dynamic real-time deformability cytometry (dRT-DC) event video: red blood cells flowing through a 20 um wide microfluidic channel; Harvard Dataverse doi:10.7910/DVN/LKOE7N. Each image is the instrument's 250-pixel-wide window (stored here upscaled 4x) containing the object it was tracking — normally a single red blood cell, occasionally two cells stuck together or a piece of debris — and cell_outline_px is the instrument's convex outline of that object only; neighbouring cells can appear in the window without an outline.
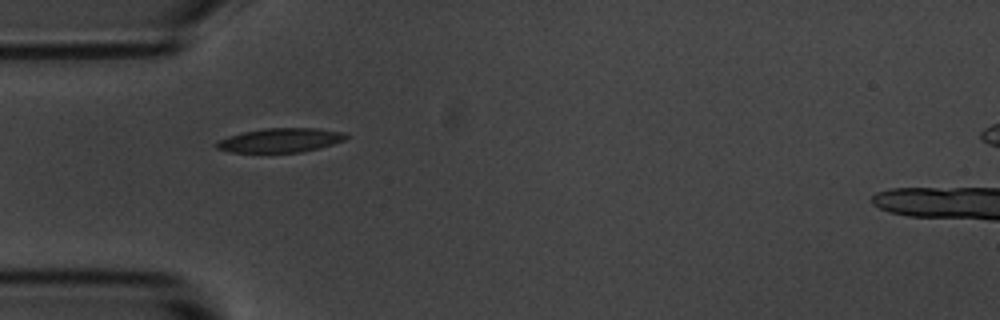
{"species": "common noctule bat (a hibernating species)", "species_latin": "Nyctalus noctula", "temperature_condition": "room temperature", "stored_images_in_passage": 40, "camera_frame_rate_fps": 3000, "um_per_image_px": 0.085, "animal": {"sex": "male", "body_mass_g": 20.1, "forearm_length_mm": 53.5}, "frame": {"image": 1, "passage_image": 1, "time_ms": 0.0, "image_size_px": [1000, 320], "cell_outline_px": [[348, 136], [344, 140], [320, 148], [300, 152], [228, 152], [216, 148], [216, 140], [240, 132], [264, 128], [316, 128], [344, 132]], "centroid_in_image_um": [23.79, 11.91], "position_along_channel_um": 61.2, "area_um2": 18.32}}
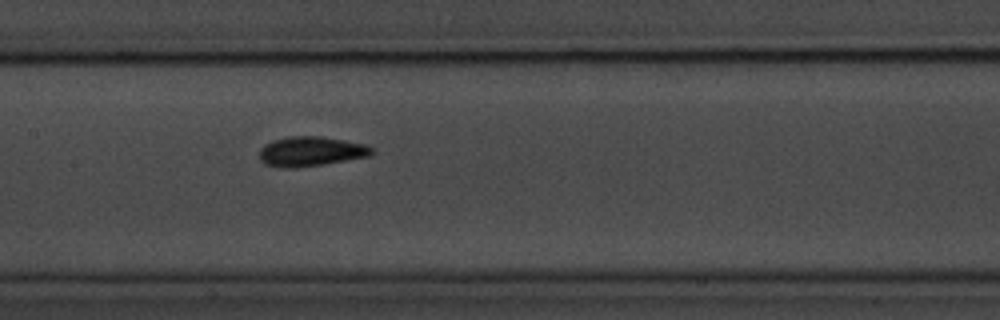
{"frame": {"image": 2, "passage_image": 11, "time_ms": 3.333, "image_size_px": [1000, 320], "cell_outline_px": [[376, 152], [368, 156], [324, 164], [296, 168], [280, 168], [264, 164], [260, 160], [260, 148], [264, 144], [272, 140], [288, 136], [320, 136], [344, 140], [364, 144], [372, 148]], "centroid_in_image_um": [26.38, 12.87], "position_along_channel_um": 181.0, "area_um2": 19.59}}
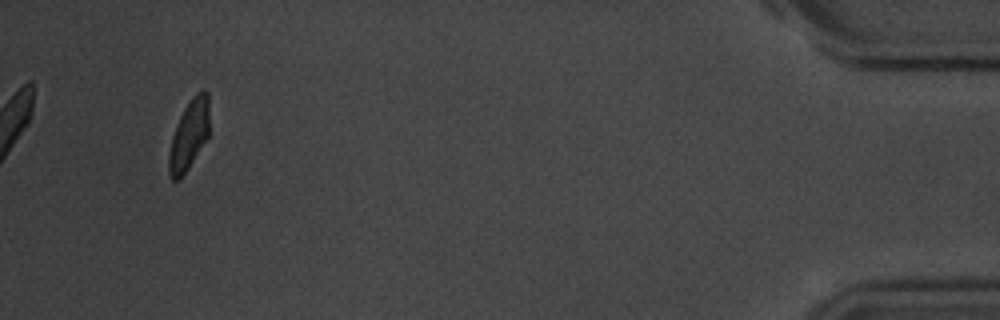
{"frame": {"image": 3, "passage_image": 37, "time_ms": 12.0, "image_size_px": [1000, 320], "cell_outline_px": [[208, 136], [188, 168], [180, 180], [172, 180], [168, 172], [168, 156], [172, 136], [176, 124], [184, 108], [192, 96], [196, 92], [204, 88], [208, 92]], "centroid_in_image_um": [16.05, 11.46], "position_along_channel_um": 419.2, "area_um2": 16.42}, "authors_computed_cell_mechanics": {"area_um2": 18.1203, "velocity_mm_per_s": 3.6156, "shape_relaxation_time_tau1_ms": 3.3681, "shape_relaxation_time_tau2_ms": 2.2281, "deformation_change_tau1": 0.1441, "deformation_change_tau2": 0.0512}}